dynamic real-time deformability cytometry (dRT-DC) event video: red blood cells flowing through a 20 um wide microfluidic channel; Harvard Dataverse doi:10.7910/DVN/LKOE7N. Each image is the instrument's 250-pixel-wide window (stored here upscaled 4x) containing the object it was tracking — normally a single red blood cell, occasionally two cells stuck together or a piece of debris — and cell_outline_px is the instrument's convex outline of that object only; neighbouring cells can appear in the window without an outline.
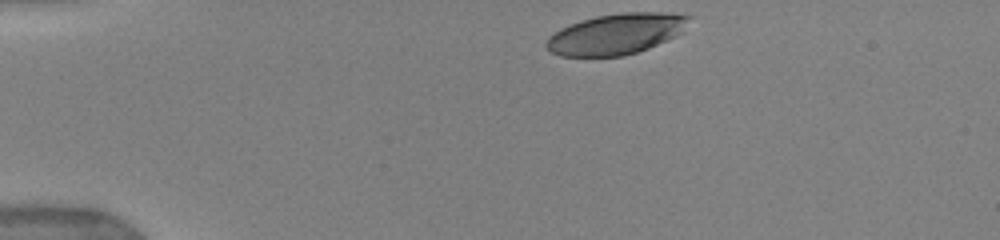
{"species": "human", "species_latin": "Homo sapiens", "temperature_condition": "warm", "stored_images_in_passage": 9, "camera_frame_rate_fps": 3000, "um_per_image_px": 0.085, "donor": {"sex": "female"}, "frame": {"image": 1, "passage_image": 1, "time_ms": 0.0, "image_size_px": [1000, 240], "cell_outline_px": [[692, 16], [680, 32], [676, 36], [648, 48], [624, 56], [560, 56], [552, 52], [544, 44], [548, 36], [560, 28], [596, 16], [624, 12], [660, 12]], "centroid_in_image_um": [52.34, 2.89], "position_along_channel_um": 32.7, "area_um2": 33.52}}
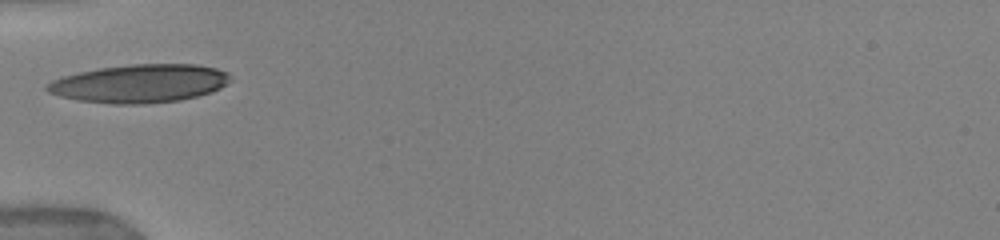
{"frame": {"image": 2, "passage_image": 8, "time_ms": 2.667, "image_size_px": [1000, 240], "cell_outline_px": [[232, 80], [220, 88], [212, 92], [180, 100], [144, 104], [112, 104], [80, 100], [60, 96], [48, 92], [44, 88], [52, 80], [64, 76], [80, 72], [100, 68], [132, 64], [196, 64], [216, 68], [228, 72], [232, 76]], "centroid_in_image_um": [11.92, 7.1], "position_along_channel_um": 73.1, "area_um2": 40.86}}